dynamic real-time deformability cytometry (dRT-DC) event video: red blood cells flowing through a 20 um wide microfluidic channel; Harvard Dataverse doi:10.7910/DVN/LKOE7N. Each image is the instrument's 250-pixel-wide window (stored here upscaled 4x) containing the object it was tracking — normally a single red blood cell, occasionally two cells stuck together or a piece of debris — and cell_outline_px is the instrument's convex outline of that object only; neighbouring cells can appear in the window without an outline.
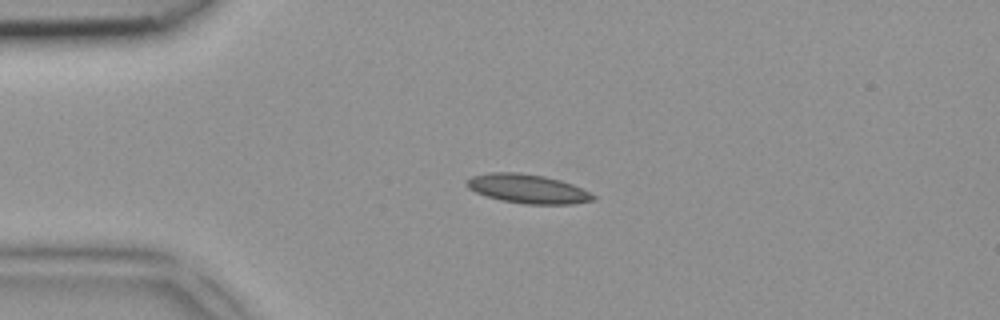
{"species": "common noctule bat (a hibernating species)", "species_latin": "Nyctalus noctula", "temperature_condition": "room temperature", "stored_images_in_passage": 4, "camera_frame_rate_fps": 3000, "um_per_image_px": 0.085, "animal": {"sex": "female", "body_mass_g": 18.4}, "frame": {"image": 1, "passage_image": 1, "time_ms": 0.0, "image_size_px": [1000, 320], "cell_outline_px": [[596, 200], [572, 204], [528, 204], [500, 200], [476, 192], [468, 188], [468, 180], [472, 176], [492, 172], [516, 172], [544, 176], [560, 180], [572, 184], [596, 196]], "centroid_in_image_um": [44.88, 16.05], "position_along_channel_um": 40.1, "area_um2": 21.1}}
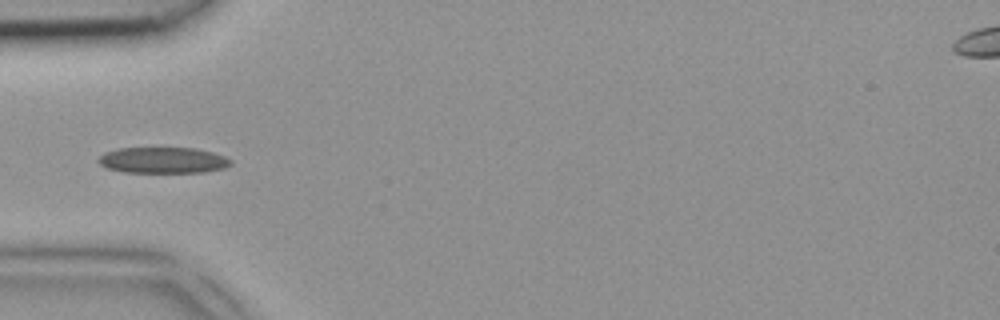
{"frame": {"image": 2, "passage_image": 2, "time_ms": 0.333, "image_size_px": [1000, 320], "cell_outline_px": [[232, 164], [224, 168], [204, 172], [124, 172], [108, 168], [100, 164], [96, 160], [104, 152], [116, 148], [196, 148], [212, 152], [224, 156], [232, 160]], "centroid_in_image_um": [13.85, 13.61], "position_along_channel_um": 71.2, "area_um2": 20.11}}